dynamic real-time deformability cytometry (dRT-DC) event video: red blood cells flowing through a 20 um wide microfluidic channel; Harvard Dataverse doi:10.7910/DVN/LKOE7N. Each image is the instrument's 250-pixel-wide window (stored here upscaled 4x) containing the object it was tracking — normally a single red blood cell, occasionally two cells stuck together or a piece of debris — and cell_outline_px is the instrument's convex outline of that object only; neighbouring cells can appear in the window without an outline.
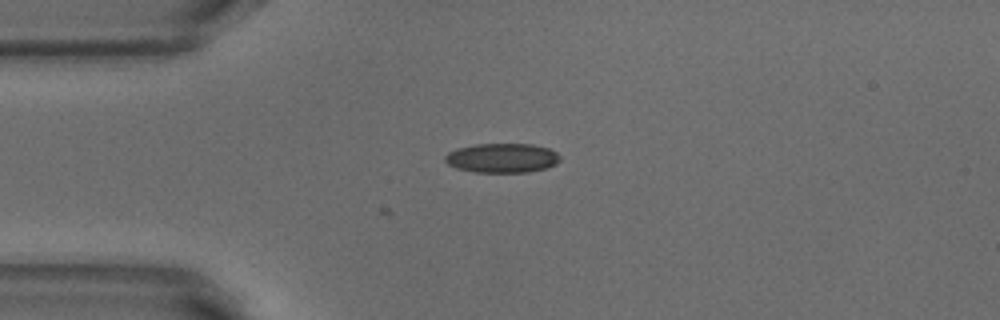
{"species": "common noctule bat (a hibernating species)", "species_latin": "Nyctalus noctula", "temperature_condition": "warm", "stored_images_in_passage": 6, "camera_frame_rate_fps": 3000, "um_per_image_px": 0.085, "animal": {"sex": "male", "body_mass_g": 18.8}, "frame": {"image": 1, "passage_image": 1, "time_ms": 0.0, "image_size_px": [1000, 320], "cell_outline_px": [[560, 160], [556, 164], [548, 168], [528, 172], [476, 172], [456, 168], [448, 164], [444, 160], [444, 156], [448, 152], [456, 148], [476, 144], [532, 144], [548, 148], [556, 152], [560, 156]], "centroid_in_image_um": [42.68, 13.43], "position_along_channel_um": 42.3, "area_um2": 19.83}}